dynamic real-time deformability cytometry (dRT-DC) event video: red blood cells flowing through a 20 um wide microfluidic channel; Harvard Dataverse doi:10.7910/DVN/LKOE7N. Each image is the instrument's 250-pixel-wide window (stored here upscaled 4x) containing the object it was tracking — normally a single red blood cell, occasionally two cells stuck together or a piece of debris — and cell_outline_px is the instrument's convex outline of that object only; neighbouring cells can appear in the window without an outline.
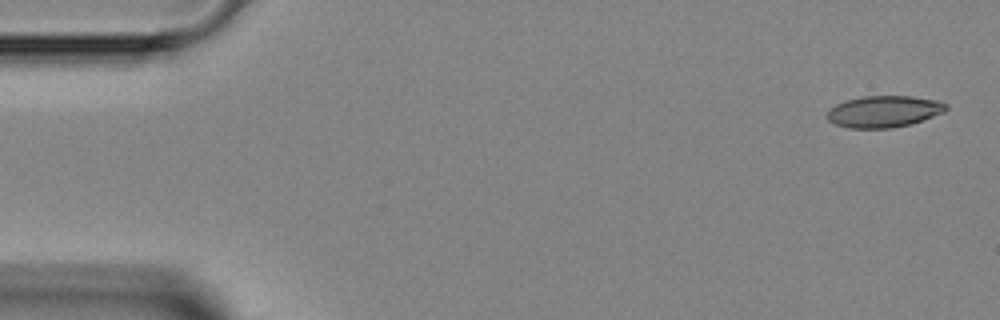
{"species": "Egyptian fruit bat (a non-hibernating species)", "species_latin": "Rousettus aegyptiacus", "temperature_condition": "room temperature", "stored_images_in_passage": 4, "camera_frame_rate_fps": 3000, "um_per_image_px": 0.085, "animal": {"sex": "female"}, "frame": {"image": 1, "passage_image": 1, "time_ms": 0.0, "image_size_px": [1000, 320], "cell_outline_px": [[948, 108], [944, 112], [912, 124], [892, 128], [848, 128], [836, 124], [828, 120], [824, 116], [828, 108], [844, 100], [864, 96], [912, 96], [940, 100], [948, 104]], "centroid_in_image_um": [75.12, 9.47], "position_along_channel_um": 9.9, "area_um2": 22.31}}